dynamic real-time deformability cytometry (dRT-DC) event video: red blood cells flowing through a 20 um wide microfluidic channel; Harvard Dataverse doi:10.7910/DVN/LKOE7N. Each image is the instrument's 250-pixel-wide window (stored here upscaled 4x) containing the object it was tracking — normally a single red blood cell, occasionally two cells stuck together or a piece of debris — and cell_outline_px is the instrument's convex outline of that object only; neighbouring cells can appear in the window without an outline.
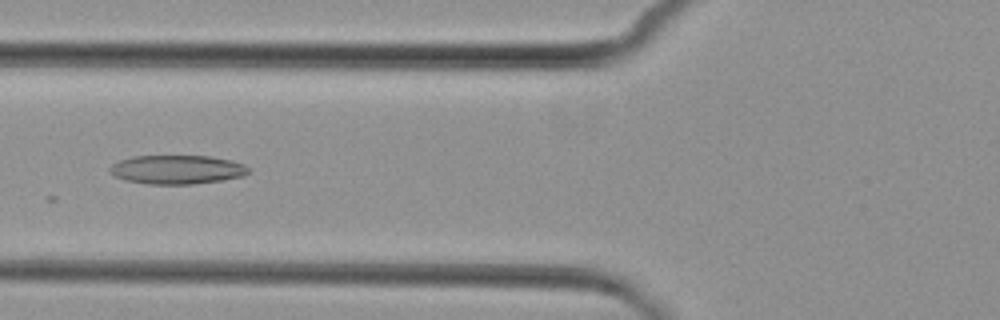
{"species": "common noctule bat (a hibernating species)", "species_latin": "Nyctalus noctula", "temperature_condition": "cold", "stored_images_in_passage": 6, "camera_frame_rate_fps": 3000, "um_per_image_px": 0.085, "animal": {"sex": "female", "body_mass_g": 29.2, "forearm_length_mm": 56.3}, "frame": {"image": 1, "passage_image": 6, "time_ms": 5.667, "image_size_px": [1000, 320], "cell_outline_px": [[248, 172], [244, 176], [224, 180], [192, 184], [148, 184], [124, 180], [108, 172], [108, 168], [112, 164], [120, 160], [132, 156], [208, 156], [228, 160], [244, 164], [248, 168]], "centroid_in_image_um": [15.01, 14.42], "position_along_channel_um": 110.8, "area_um2": 23.35}}